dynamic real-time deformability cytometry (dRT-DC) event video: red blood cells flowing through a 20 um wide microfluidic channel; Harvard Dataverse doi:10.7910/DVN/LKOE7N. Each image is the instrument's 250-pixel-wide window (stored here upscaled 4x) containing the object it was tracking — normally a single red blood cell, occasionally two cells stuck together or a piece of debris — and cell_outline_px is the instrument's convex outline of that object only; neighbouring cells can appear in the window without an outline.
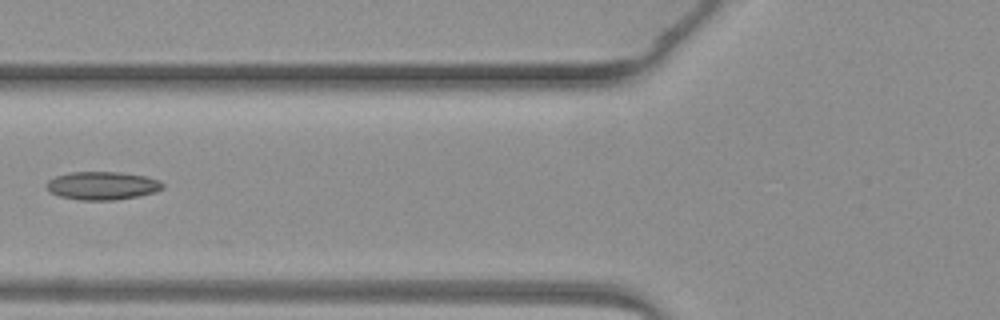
{"species": "common noctule bat (a hibernating species)", "species_latin": "Nyctalus noctula", "temperature_condition": "warm", "stored_images_in_passage": 5, "camera_frame_rate_fps": 3000, "um_per_image_px": 0.085, "animal": {"sex": "female", "body_mass_g": 19.3, "forearm_length_mm": 54.1}, "frame": {"image": 1, "passage_image": 5, "time_ms": 6.0, "image_size_px": [1000, 320], "cell_outline_px": [[164, 188], [156, 192], [140, 196], [116, 200], [80, 200], [60, 196], [48, 192], [44, 184], [48, 180], [56, 176], [72, 172], [116, 172], [144, 176], [160, 180], [164, 184]], "centroid_in_image_um": [8.69, 15.79], "position_along_channel_um": 117.1, "area_um2": 19.25}}